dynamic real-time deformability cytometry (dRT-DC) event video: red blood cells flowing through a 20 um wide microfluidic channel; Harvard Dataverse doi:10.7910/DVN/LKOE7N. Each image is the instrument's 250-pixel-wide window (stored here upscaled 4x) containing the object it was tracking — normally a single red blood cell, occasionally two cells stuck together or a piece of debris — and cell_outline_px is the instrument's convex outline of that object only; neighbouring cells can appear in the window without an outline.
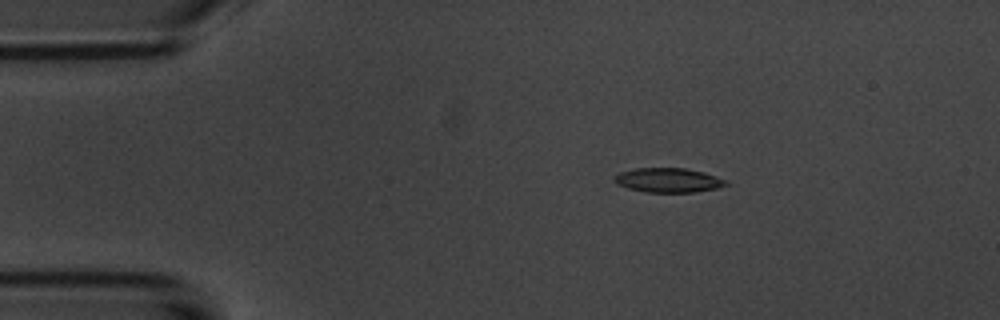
{"species": "common noctule bat (a hibernating species)", "species_latin": "Nyctalus noctula", "temperature_condition": "room temperature", "stored_images_in_passage": 6, "camera_frame_rate_fps": 3000, "um_per_image_px": 0.085, "animal": {"sex": "male", "body_mass_g": 20.1, "forearm_length_mm": 53.5}, "frame": {"image": 1, "passage_image": 2, "time_ms": 1.0, "image_size_px": [1000, 320], "cell_outline_px": [[728, 184], [716, 188], [696, 192], [644, 192], [628, 188], [616, 184], [612, 180], [612, 176], [620, 172], [636, 168], [684, 168], [704, 172], [728, 180]], "centroid_in_image_um": [56.77, 15.31], "position_along_channel_um": 28.2, "area_um2": 16.01}}
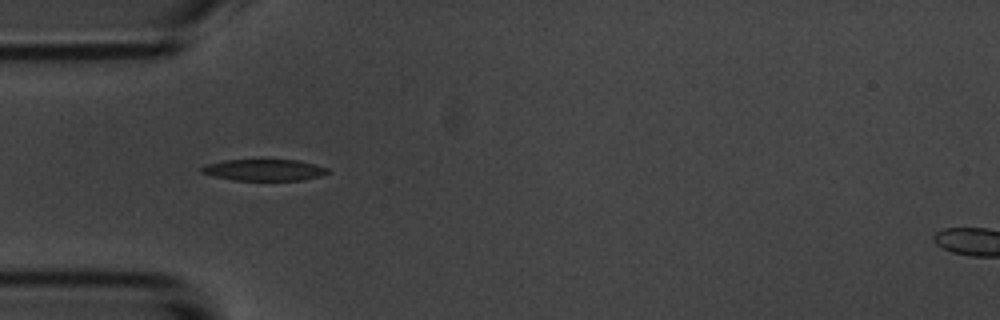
{"frame": {"image": 2, "passage_image": 4, "time_ms": 3.333, "image_size_px": [1000, 320], "cell_outline_px": [[328, 172], [320, 176], [304, 180], [236, 180], [216, 176], [200, 172], [200, 168], [204, 164], [224, 160], [300, 160], [328, 168]], "centroid_in_image_um": [22.44, 14.44], "position_along_channel_um": 62.6, "area_um2": 15.66}}
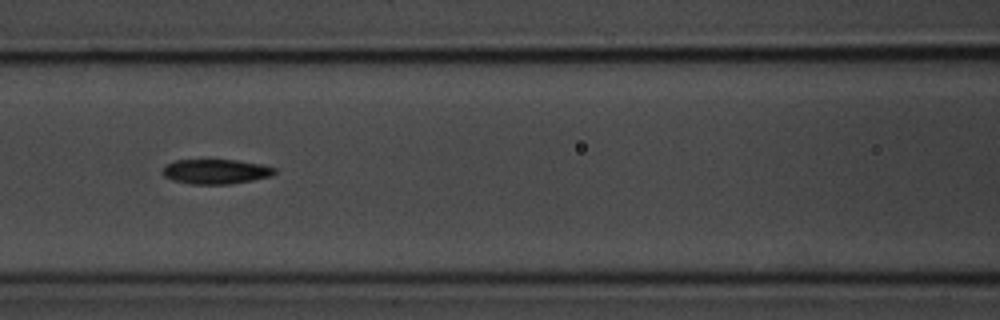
{"frame": {"image": 3, "passage_image": 6, "time_ms": 5.667, "image_size_px": [1000, 320], "cell_outline_px": [[276, 172], [272, 176], [252, 180], [228, 184], [192, 184], [172, 180], [164, 176], [164, 164], [176, 160], [236, 160], [260, 164], [276, 168]], "centroid_in_image_um": [18.34, 14.58], "position_along_channel_um": 148.3, "area_um2": 16.07}}